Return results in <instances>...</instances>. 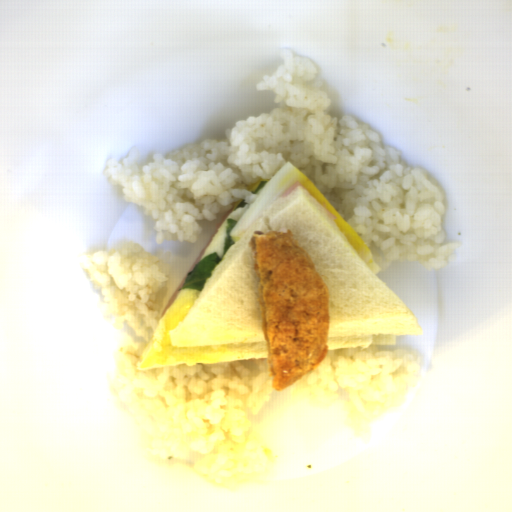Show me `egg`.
<instances>
[{
    "label": "egg",
    "mask_w": 512,
    "mask_h": 512,
    "mask_svg": "<svg viewBox=\"0 0 512 512\" xmlns=\"http://www.w3.org/2000/svg\"><path fill=\"white\" fill-rule=\"evenodd\" d=\"M296 182L311 194V196L328 212L334 215V222L347 239L351 247L376 274L380 272L381 267L373 260L372 251L361 239L350 224L340 215V213L331 205L310 179L295 165L289 161L285 163L277 173L268 180L259 191L254 202L249 206L231 229L229 236L233 243L242 236L253 223L264 213V211L277 199L291 188Z\"/></svg>",
    "instance_id": "d2b9013d"
}]
</instances>
